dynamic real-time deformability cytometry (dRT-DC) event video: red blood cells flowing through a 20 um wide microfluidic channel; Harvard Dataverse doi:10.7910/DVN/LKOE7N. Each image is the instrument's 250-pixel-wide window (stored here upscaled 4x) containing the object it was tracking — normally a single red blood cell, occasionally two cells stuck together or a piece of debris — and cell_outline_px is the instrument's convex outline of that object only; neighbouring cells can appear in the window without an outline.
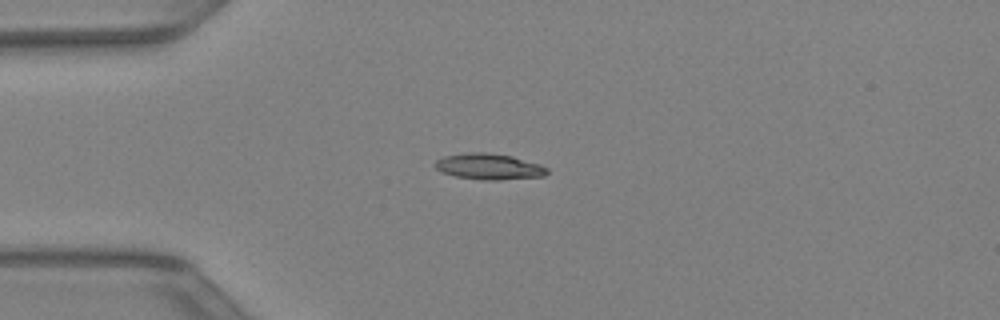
{"species": "Egyptian fruit bat (a non-hibernating species)", "species_latin": "Rousettus aegyptiacus", "temperature_condition": "warm", "stored_images_in_passage": 33, "camera_frame_rate_fps": 3000, "um_per_image_px": 0.085, "animal": {"sex": "female"}, "frame": {"image": 1, "passage_image": 1, "time_ms": 0.0, "image_size_px": [1000, 320], "cell_outline_px": [[548, 172], [544, 176], [500, 180], [480, 180], [456, 176], [440, 172], [432, 164], [436, 160], [444, 156], [464, 152], [484, 152], [512, 156], [540, 164], [548, 168]], "centroid_in_image_um": [41.53, 14.16], "position_along_channel_um": 43.5, "area_um2": 17.17}}
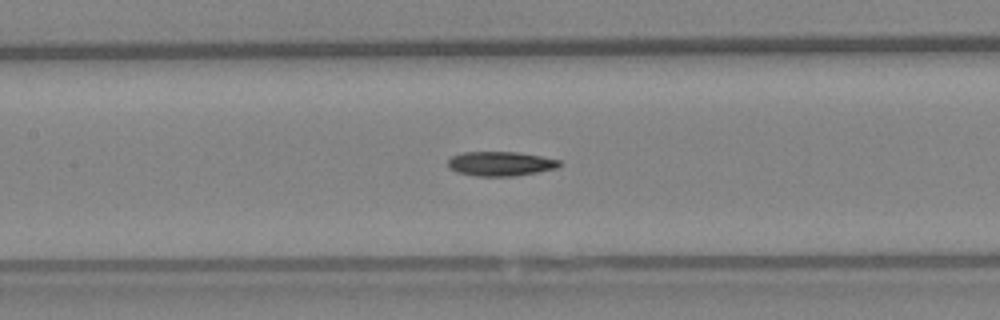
{"frame": {"image": 2, "passage_image": 10, "time_ms": 3.0, "image_size_px": [1000, 320], "cell_outline_px": [[564, 164], [556, 168], [516, 176], [476, 176], [456, 172], [448, 168], [448, 160], [452, 156], [464, 152], [516, 152], [540, 156], [560, 160]], "centroid_in_image_um": [42.54, 13.92], "position_along_channel_um": 164.9, "area_um2": 15.9}}
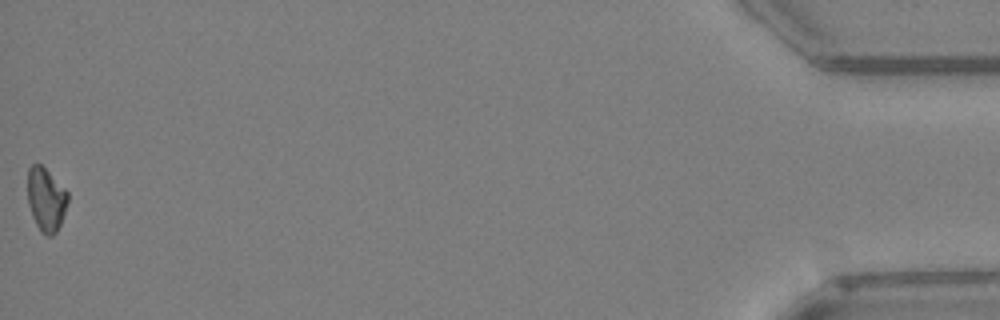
{"frame": {"image": 3, "passage_image": 33, "time_ms": 10.667, "image_size_px": [1000, 320], "cell_outline_px": [[68, 200], [60, 224], [56, 232], [52, 236], [44, 236], [40, 232], [32, 216], [28, 204], [28, 168], [32, 164], [40, 164], [68, 192]], "centroid_in_image_um": [3.9, 16.98], "position_along_channel_um": 431.3, "area_um2": 14.74}}